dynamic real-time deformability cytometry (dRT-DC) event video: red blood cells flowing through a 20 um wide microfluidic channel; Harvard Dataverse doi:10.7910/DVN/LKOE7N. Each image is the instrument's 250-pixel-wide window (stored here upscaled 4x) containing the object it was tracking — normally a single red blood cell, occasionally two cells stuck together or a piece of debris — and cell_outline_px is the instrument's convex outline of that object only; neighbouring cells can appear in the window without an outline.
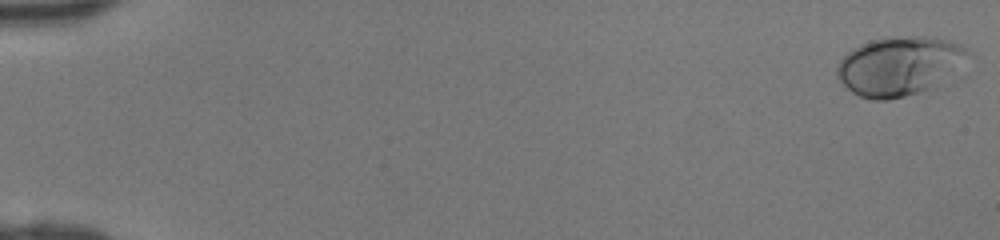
{"species": "human", "species_latin": "Homo sapiens", "temperature_condition": "room temperature", "stored_images_in_passage": 47, "camera_frame_rate_fps": 3000, "um_per_image_px": 0.085, "donor": {"sex": "female"}, "frame": {"image": 1, "passage_image": 1, "time_ms": 0.0, "image_size_px": [1000, 240], "cell_outline_px": [[976, 56], [936, 88], [888, 100], [872, 100], [860, 96], [852, 92], [836, 76], [836, 68], [840, 60], [852, 48], [860, 44], [884, 36], [932, 36], [952, 40], [968, 48]], "centroid_in_image_um": [76.57, 5.58], "position_along_channel_um": 8.4, "area_um2": 46.41}}
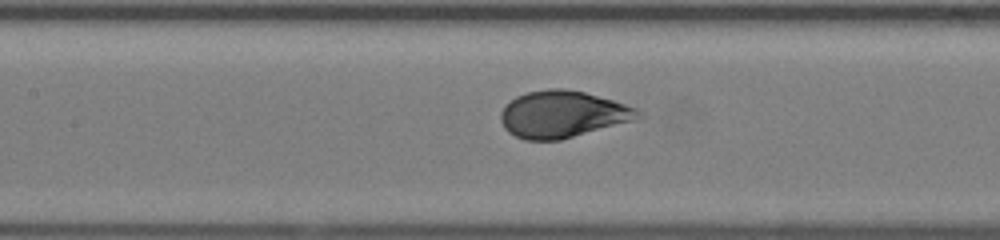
{"frame": {"image": 2, "passage_image": 23, "time_ms": 7.333, "image_size_px": [1000, 240], "cell_outline_px": [[648, 116], [560, 140], [524, 140], [508, 132], [504, 128], [500, 120], [500, 112], [504, 104], [516, 96], [528, 92], [548, 88], [564, 88], [584, 92], [612, 100], [636, 108], [644, 112]], "centroid_in_image_um": [47.81, 9.71], "position_along_channel_um": 159.6, "area_um2": 37.63}}
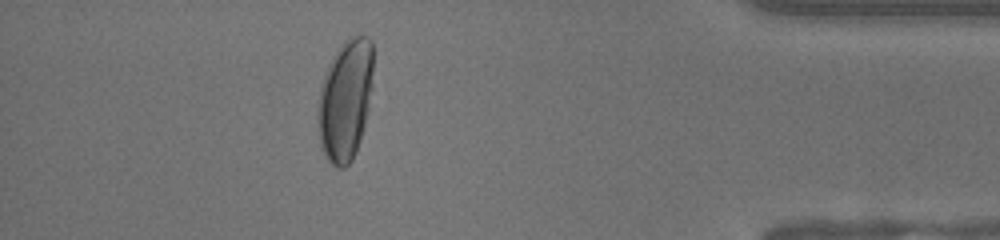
{"frame": {"image": 3, "passage_image": 42, "time_ms": 13.667, "image_size_px": [1000, 240], "cell_outline_px": [[372, 88], [364, 128], [356, 152], [352, 160], [344, 168], [336, 168], [328, 160], [320, 144], [316, 120], [316, 112], [320, 88], [328, 64], [332, 56], [340, 44], [348, 36], [368, 36], [372, 40]], "centroid_in_image_um": [29.33, 8.49], "position_along_channel_um": 405.9, "area_um2": 39.59}}